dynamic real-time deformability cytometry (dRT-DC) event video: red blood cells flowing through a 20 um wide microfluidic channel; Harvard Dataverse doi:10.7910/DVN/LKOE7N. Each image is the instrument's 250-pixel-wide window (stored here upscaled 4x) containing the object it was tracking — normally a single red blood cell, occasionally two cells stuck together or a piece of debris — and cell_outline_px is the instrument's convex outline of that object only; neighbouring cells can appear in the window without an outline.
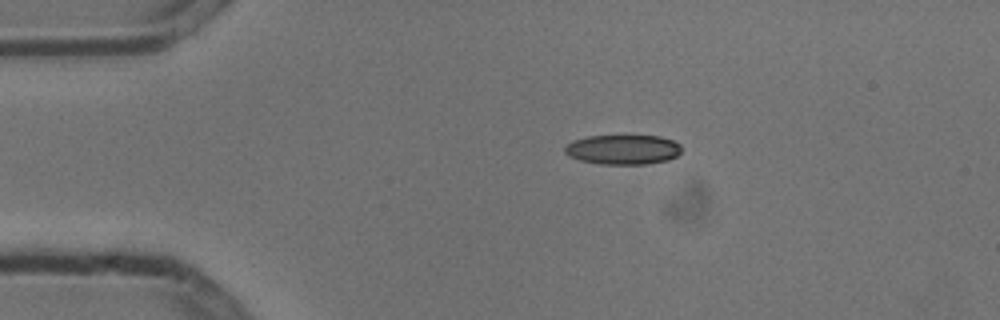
{"species": "common noctule bat (a hibernating species)", "species_latin": "Nyctalus noctula", "temperature_condition": "cold", "stored_images_in_passage": 4, "camera_frame_rate_fps": 3000, "um_per_image_px": 0.085, "animal": {"sex": "male", "body_mass_g": 13.3}, "frame": {"image": 1, "passage_image": 1, "time_ms": 0.0, "image_size_px": [1000, 320], "cell_outline_px": [[680, 152], [676, 156], [668, 160], [644, 164], [600, 164], [580, 160], [568, 156], [564, 152], [564, 148], [572, 140], [588, 136], [660, 136], [672, 140], [680, 144]], "centroid_in_image_um": [52.93, 12.71], "position_along_channel_um": 32.1, "area_um2": 20.17}}
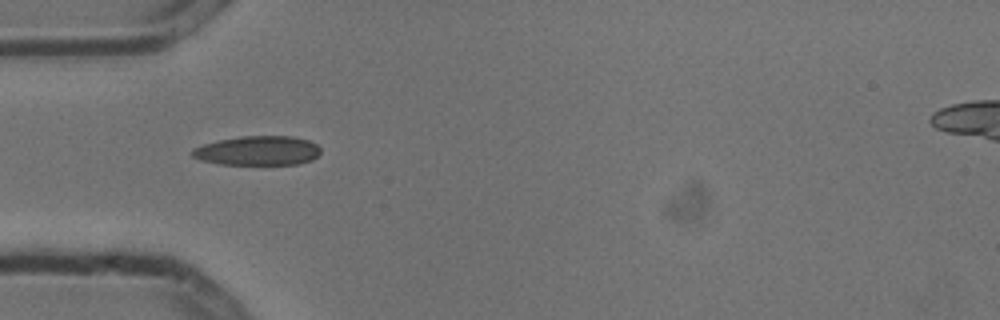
{"frame": {"image": 2, "passage_image": 3, "time_ms": 0.667, "image_size_px": [1000, 320], "cell_outline_px": [[320, 152], [312, 160], [300, 164], [220, 164], [200, 160], [192, 156], [192, 148], [204, 144], [220, 140], [240, 136], [292, 136], [308, 140], [316, 144], [320, 148]], "centroid_in_image_um": [21.92, 12.8], "position_along_channel_um": 63.1, "area_um2": 21.91}}
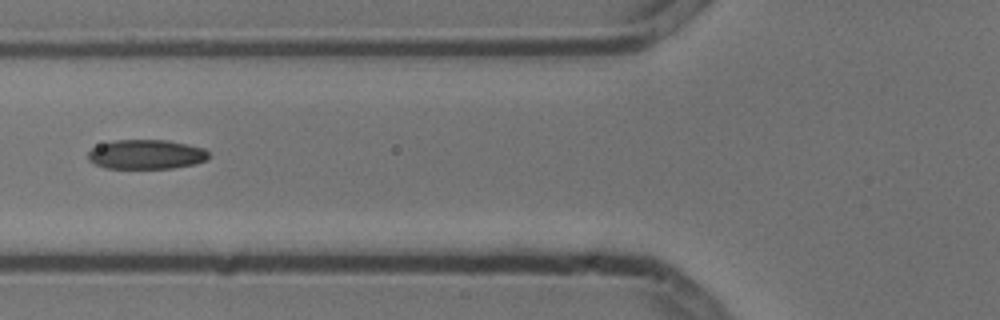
{"frame": {"image": 3, "passage_image": 4, "time_ms": 1.0, "image_size_px": [1000, 320], "cell_outline_px": [[208, 160], [196, 164], [172, 168], [104, 168], [88, 160], [88, 152], [92, 148], [100, 144], [112, 140], [168, 140], [188, 144], [204, 148], [208, 152]], "centroid_in_image_um": [12.44, 13.12], "position_along_channel_um": 113.4, "area_um2": 20.87}}